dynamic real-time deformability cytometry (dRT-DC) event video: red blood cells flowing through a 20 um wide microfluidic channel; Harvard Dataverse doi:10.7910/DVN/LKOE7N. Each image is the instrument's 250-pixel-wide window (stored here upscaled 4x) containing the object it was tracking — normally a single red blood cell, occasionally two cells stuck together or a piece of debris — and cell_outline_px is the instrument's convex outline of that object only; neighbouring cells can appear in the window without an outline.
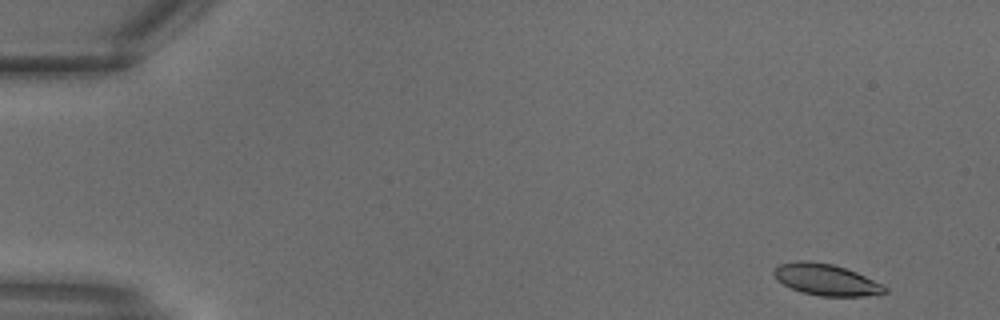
{"species": "common noctule bat (a hibernating species)", "species_latin": "Nyctalus noctula", "temperature_condition": "warm", "stored_images_in_passage": 12, "camera_frame_rate_fps": 3000, "um_per_image_px": 0.085, "animal": {"sex": "male", "body_mass_g": 18.8}, "frame": {"image": 1, "passage_image": 1, "time_ms": 0.0, "image_size_px": [1000, 320], "cell_outline_px": [[888, 292], [864, 296], [820, 296], [800, 292], [776, 280], [772, 272], [772, 268], [780, 264], [796, 260], [808, 260], [832, 264], [856, 272], [884, 284], [888, 288]], "centroid_in_image_um": [70.2, 23.76], "position_along_channel_um": 14.8, "area_um2": 20.52}}
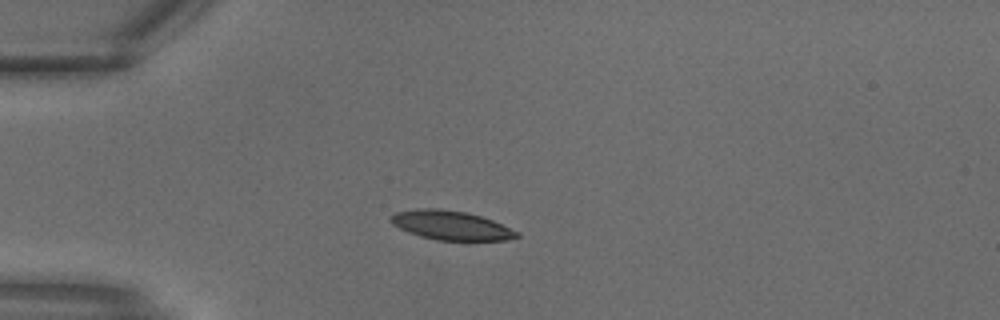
{"frame": {"image": 2, "passage_image": 7, "time_ms": 2.0, "image_size_px": [1000, 320], "cell_outline_px": [[520, 236], [508, 240], [436, 240], [420, 236], [408, 232], [392, 224], [392, 216], [396, 212], [416, 208], [440, 208], [468, 212], [492, 220], [520, 232]], "centroid_in_image_um": [38.36, 19.15], "position_along_channel_um": 46.6, "area_um2": 21.39}}
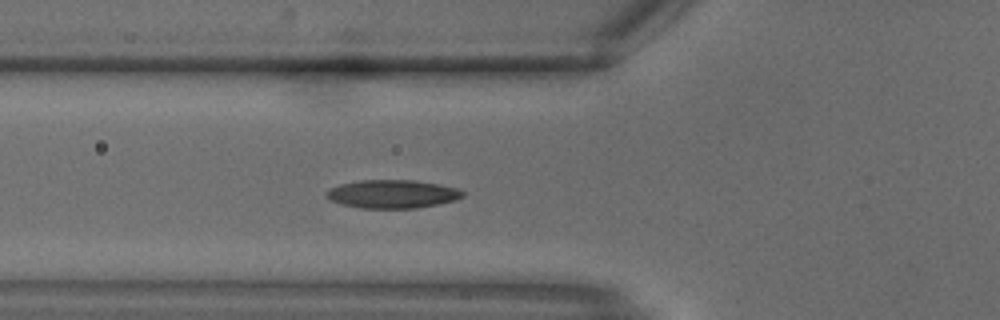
{"frame": {"image": 3, "passage_image": 10, "time_ms": 3.0, "image_size_px": [1000, 320], "cell_outline_px": [[464, 196], [456, 200], [416, 208], [364, 208], [340, 204], [324, 196], [324, 192], [328, 188], [340, 184], [360, 180], [416, 180], [440, 184], [460, 188], [464, 192]], "centroid_in_image_um": [33.35, 16.48], "position_along_channel_um": 92.5, "area_um2": 22.72}}